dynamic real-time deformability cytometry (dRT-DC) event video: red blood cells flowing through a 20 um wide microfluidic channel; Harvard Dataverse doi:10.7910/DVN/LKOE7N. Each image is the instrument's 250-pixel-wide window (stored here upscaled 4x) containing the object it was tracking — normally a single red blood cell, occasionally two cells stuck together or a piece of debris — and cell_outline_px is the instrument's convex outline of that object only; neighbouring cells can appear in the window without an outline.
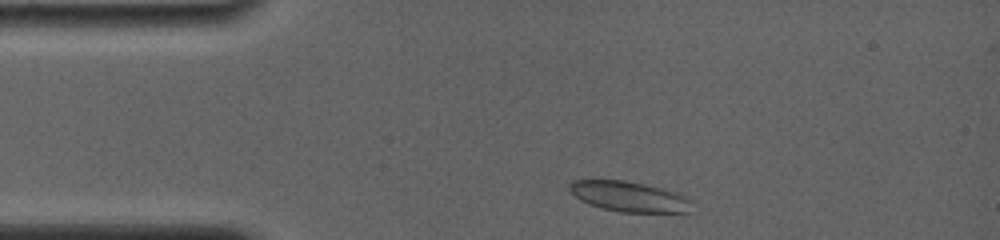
{"species": "common noctule bat (a hibernating species)", "species_latin": "Nyctalus noctula", "temperature_condition": "room temperature", "stored_images_in_passage": 31, "camera_frame_rate_fps": 4000, "um_per_image_px": 0.085, "animal": {"sex": "female", "body_mass_g": 19.0, "forearm_length_mm": 56.7}, "frame": {"image": 1, "passage_image": 1, "time_ms": 0.0, "image_size_px": [1000, 240], "cell_outline_px": [[692, 200], [688, 212], [620, 212], [588, 204], [580, 200], [568, 188], [568, 184], [572, 180], [624, 180], [644, 184], [676, 192]], "centroid_in_image_um": [53.44, 16.7], "position_along_channel_um": 31.6, "area_um2": 21.39}}
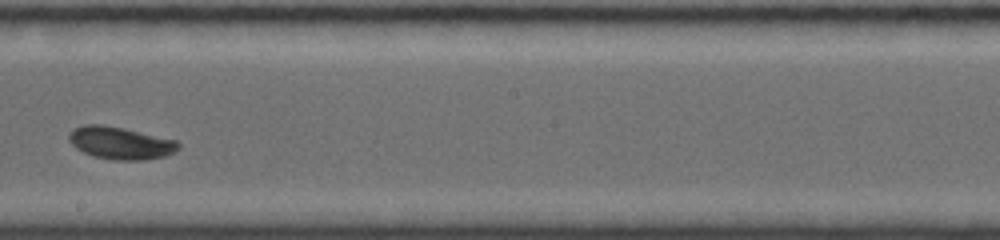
{"frame": {"image": 2, "passage_image": 19, "time_ms": 6.5, "image_size_px": [1000, 240], "cell_outline_px": [[180, 148], [164, 156], [144, 160], [112, 160], [92, 156], [76, 148], [68, 140], [68, 136], [76, 128], [84, 124], [104, 124], [124, 128], [176, 140], [180, 144]], "centroid_in_image_um": [10.23, 12.15], "position_along_channel_um": 238.0, "area_um2": 20.63}}
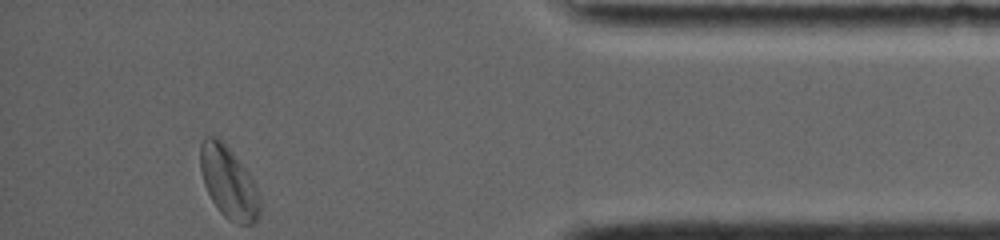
{"frame": {"image": 3, "passage_image": 31, "time_ms": 12.0, "image_size_px": [1000, 240], "cell_outline_px": [[260, 216], [252, 224], [240, 224], [228, 220], [220, 212], [212, 200], [204, 184], [200, 172], [200, 144], [204, 136], [216, 136], [228, 148], [248, 172], [256, 184], [260, 200]], "centroid_in_image_um": [19.43, 15.52], "position_along_channel_um": 415.8, "area_um2": 24.91}, "authors_computed_cell_mechanics": {"area_um2": 20.6346, "velocity_mm_per_s": 3.7482, "shape_relaxation_time_tau1_ms": 4.902, "shape_relaxation_time_tau2_ms": 1.2829, "deformation_change_tau1": 0.1269, "deformation_change_tau2": 0.0363}}